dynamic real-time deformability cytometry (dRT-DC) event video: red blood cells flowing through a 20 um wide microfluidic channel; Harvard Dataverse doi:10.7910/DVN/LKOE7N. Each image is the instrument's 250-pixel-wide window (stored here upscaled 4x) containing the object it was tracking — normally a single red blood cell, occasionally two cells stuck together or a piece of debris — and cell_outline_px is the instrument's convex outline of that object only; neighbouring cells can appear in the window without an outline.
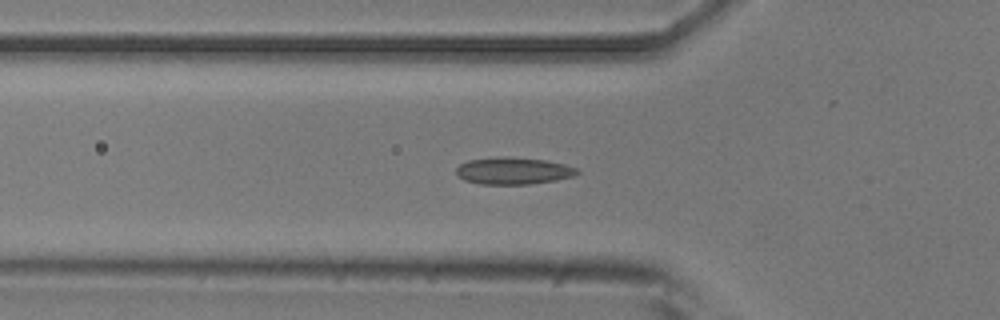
{"species": "common noctule bat (a hibernating species)", "species_latin": "Nyctalus noctula", "temperature_condition": "room temperature", "stored_images_in_passage": 49, "camera_frame_rate_fps": 3000, "um_per_image_px": 0.085, "animal": {"sex": "male", "body_mass_g": 20.5, "forearm_length_mm": 52.5}, "frame": {"image": 1, "passage_image": 14, "time_ms": 4.333, "image_size_px": [1000, 320], "cell_outline_px": [[580, 172], [572, 176], [556, 180], [528, 184], [480, 184], [464, 180], [456, 176], [456, 168], [460, 164], [468, 160], [544, 160], [564, 164], [576, 168]], "centroid_in_image_um": [43.62, 14.58], "position_along_channel_um": 82.2, "area_um2": 17.86}}
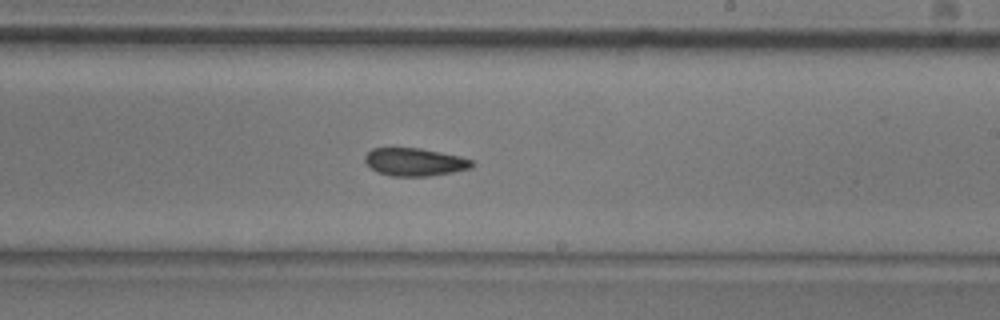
{"frame": {"image": 2, "passage_image": 27, "time_ms": 8.667, "image_size_px": [1000, 320], "cell_outline_px": [[476, 164], [472, 168], [452, 172], [428, 176], [392, 176], [376, 172], [364, 160], [364, 156], [372, 148], [420, 148], [460, 156], [472, 160]], "centroid_in_image_um": [35.27, 13.77], "position_along_channel_um": 253.7, "area_um2": 17.4}}
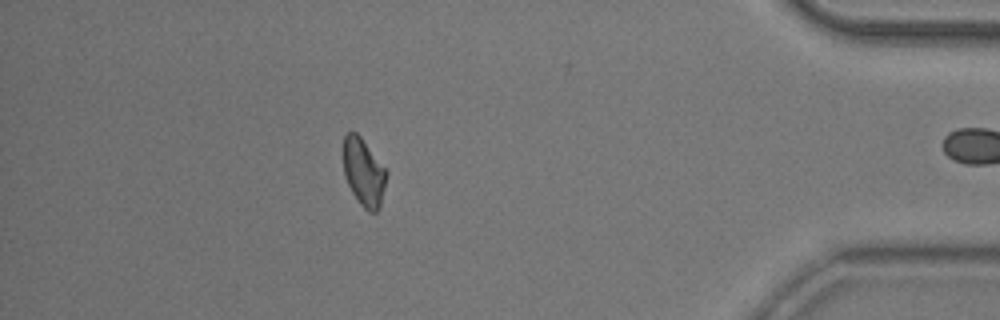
{"frame": {"image": 3, "passage_image": 42, "time_ms": 13.667, "image_size_px": [1000, 320], "cell_outline_px": [[388, 172], [380, 208], [376, 212], [368, 212], [356, 200], [344, 176], [344, 136], [348, 132], [356, 132], [360, 136]], "centroid_in_image_um": [30.92, 14.68], "position_along_channel_um": 404.3, "area_um2": 16.94}, "authors_computed_cell_mechanics": {"area_um2": 17.8024, "velocity_mm_per_s": 3.942, "shape_relaxation_time_tau1_ms": 11.0283, "shape_relaxation_time_tau2_ms": 4.4557, "deformation_change_tau1": 0.1788, "deformation_change_tau2": 0.0859}}